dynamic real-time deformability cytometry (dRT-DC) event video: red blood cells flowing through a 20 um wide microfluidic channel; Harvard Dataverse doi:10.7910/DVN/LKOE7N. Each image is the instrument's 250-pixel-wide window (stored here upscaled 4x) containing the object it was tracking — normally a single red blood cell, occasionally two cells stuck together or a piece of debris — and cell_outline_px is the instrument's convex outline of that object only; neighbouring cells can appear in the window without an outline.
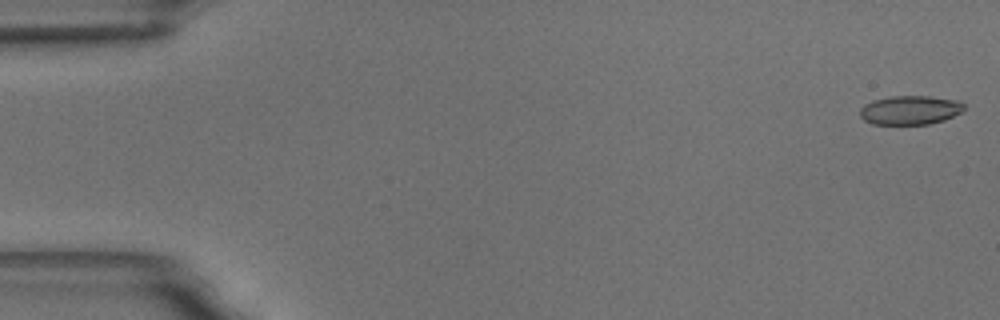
{"species": "common noctule bat (a hibernating species)", "species_latin": "Nyctalus noctula", "temperature_condition": "room temperature", "stored_images_in_passage": 12, "camera_frame_rate_fps": 3000, "um_per_image_px": 0.085, "animal": {"sex": "male", "body_mass_g": 18.8}, "frame": {"image": 1, "passage_image": 1, "time_ms": 0.0, "image_size_px": [1000, 320], "cell_outline_px": [[964, 108], [960, 112], [944, 120], [928, 124], [872, 124], [864, 120], [860, 116], [860, 108], [864, 104], [872, 100], [892, 96], [928, 96], [960, 100], [964, 104]], "centroid_in_image_um": [77.34, 9.35], "position_along_channel_um": 7.7, "area_um2": 17.63}}